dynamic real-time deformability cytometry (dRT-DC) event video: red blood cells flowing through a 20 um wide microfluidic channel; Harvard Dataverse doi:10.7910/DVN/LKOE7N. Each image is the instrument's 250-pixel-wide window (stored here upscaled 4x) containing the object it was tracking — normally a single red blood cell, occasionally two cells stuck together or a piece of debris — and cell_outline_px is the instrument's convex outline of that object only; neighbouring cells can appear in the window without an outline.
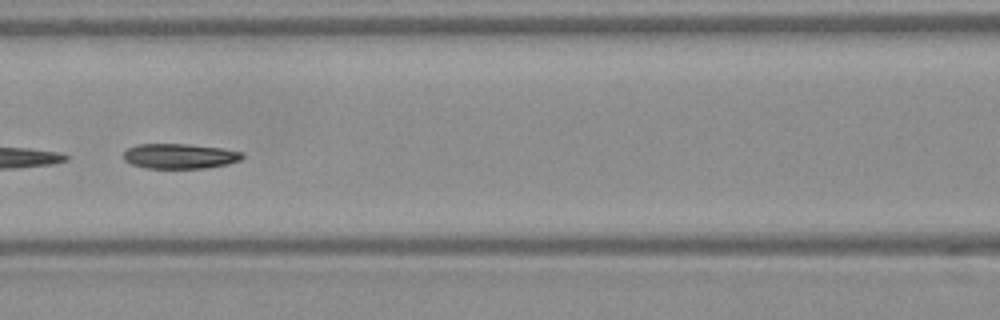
{"species": "Egyptian fruit bat (a non-hibernating species)", "species_latin": "Rousettus aegyptiacus", "temperature_condition": "warm", "stored_images_in_passage": 30, "segment_of_instrument_passage": [2, 2], "camera_frame_rate_fps": 3000, "um_per_image_px": 0.085, "frame": {"image": 1, "passage_image": 24, "time_ms": 7.667, "image_size_px": [1000, 320], "cell_outline_px": [[244, 156], [240, 160], [228, 164], [208, 168], [148, 168], [132, 164], [124, 160], [124, 152], [128, 148], [136, 144], [188, 144], [224, 148], [244, 152]], "centroid_in_image_um": [15.32, 13.26], "position_along_channel_um": 151.3, "area_um2": 17.46}}